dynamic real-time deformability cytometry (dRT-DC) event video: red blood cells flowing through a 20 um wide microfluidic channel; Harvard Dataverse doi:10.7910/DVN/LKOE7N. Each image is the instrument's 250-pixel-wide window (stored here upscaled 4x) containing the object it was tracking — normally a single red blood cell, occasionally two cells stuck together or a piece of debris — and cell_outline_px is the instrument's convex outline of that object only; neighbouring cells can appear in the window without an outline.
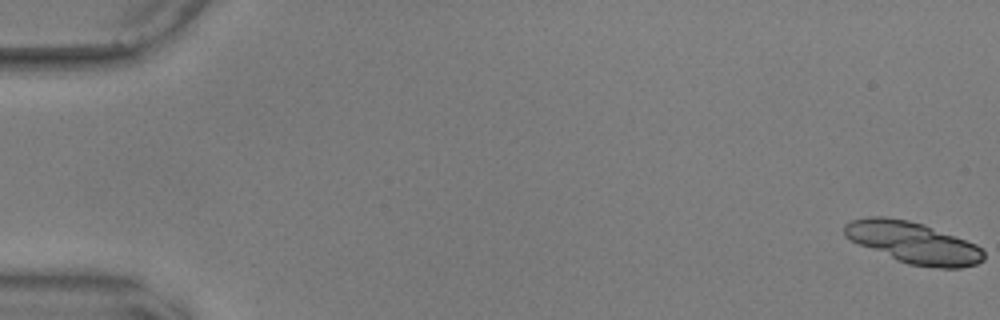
{"species": "common noctule bat (a hibernating species)", "species_latin": "Nyctalus noctula", "temperature_condition": "warm", "stored_images_in_passage": 16, "camera_frame_rate_fps": 3000, "um_per_image_px": 0.085, "animal": {"sex": "male", "body_mass_g": 17.9, "forearm_length_mm": 54.2}, "frame": {"image": 1, "passage_image": 1, "time_ms": 0.0, "image_size_px": [1000, 320], "cell_outline_px": [[984, 260], [976, 264], [960, 268], [940, 268], [908, 264], [896, 260], [860, 244], [844, 236], [844, 224], [852, 220], [868, 216], [884, 216], [908, 220], [924, 224], [976, 244], [984, 252]], "centroid_in_image_um": [77.62, 20.61], "position_along_channel_um": 7.4, "area_um2": 33.41}}